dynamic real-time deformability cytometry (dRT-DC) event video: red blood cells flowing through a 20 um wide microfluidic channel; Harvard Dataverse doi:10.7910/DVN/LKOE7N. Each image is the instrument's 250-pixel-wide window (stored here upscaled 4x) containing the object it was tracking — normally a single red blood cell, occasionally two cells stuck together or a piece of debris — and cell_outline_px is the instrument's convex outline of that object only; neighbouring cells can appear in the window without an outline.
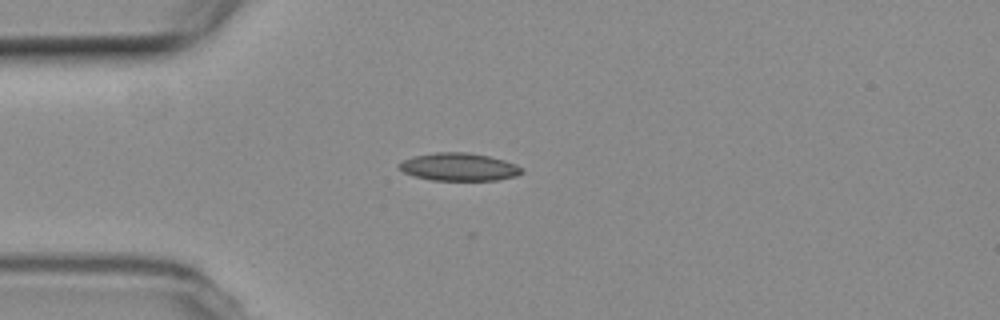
{"species": "common noctule bat (a hibernating species)", "species_latin": "Nyctalus noctula", "temperature_condition": "room temperature", "stored_images_in_passage": 3, "camera_frame_rate_fps": 3000, "um_per_image_px": 0.085, "animal": {"sex": "female", "body_mass_g": 19.3, "forearm_length_mm": 54.1}, "frame": {"image": 1, "passage_image": 3, "time_ms": 2.667, "image_size_px": [1000, 320], "cell_outline_px": [[524, 172], [516, 176], [496, 180], [432, 180], [412, 176], [404, 172], [396, 164], [400, 160], [412, 156], [436, 152], [468, 152], [488, 156], [504, 160], [516, 164], [524, 168]], "centroid_in_image_um": [38.99, 14.18], "position_along_channel_um": 46.0, "area_um2": 20.11}}